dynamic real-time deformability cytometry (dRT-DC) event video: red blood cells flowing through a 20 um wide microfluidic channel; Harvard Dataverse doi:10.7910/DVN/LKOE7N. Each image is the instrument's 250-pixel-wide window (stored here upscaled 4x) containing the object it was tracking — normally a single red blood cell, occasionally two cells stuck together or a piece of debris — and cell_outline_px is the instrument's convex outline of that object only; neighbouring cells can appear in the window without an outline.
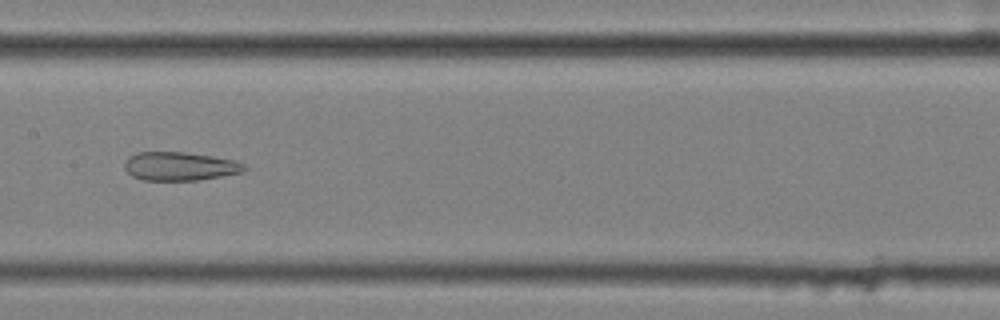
{"species": "common noctule bat (a hibernating species)", "species_latin": "Nyctalus noctula", "temperature_condition": "cold", "stored_images_in_passage": 40, "camera_frame_rate_fps": 3000, "um_per_image_px": 0.085, "animal": {"sex": "female", "body_mass_g": 25.1}, "frame": {"image": 1, "passage_image": 12, "time_ms": 3.667, "image_size_px": [1000, 320], "cell_outline_px": [[248, 168], [244, 172], [196, 180], [144, 180], [132, 176], [124, 168], [124, 164], [128, 156], [136, 152], [184, 152], [212, 156], [236, 160], [244, 164]], "centroid_in_image_um": [15.29, 14.12], "position_along_channel_um": 192.1, "area_um2": 20.0}, "authors_computed_cell_mechanics": {"area_um2": 23.2067, "velocity_mm_per_s": 3.5262, "shape_relaxation_time_tau1_ms": null, "shape_relaxation_time_tau2_ms": 4.494, "deformation_change_tau1": null, "deformation_change_tau2": 0.1607}}